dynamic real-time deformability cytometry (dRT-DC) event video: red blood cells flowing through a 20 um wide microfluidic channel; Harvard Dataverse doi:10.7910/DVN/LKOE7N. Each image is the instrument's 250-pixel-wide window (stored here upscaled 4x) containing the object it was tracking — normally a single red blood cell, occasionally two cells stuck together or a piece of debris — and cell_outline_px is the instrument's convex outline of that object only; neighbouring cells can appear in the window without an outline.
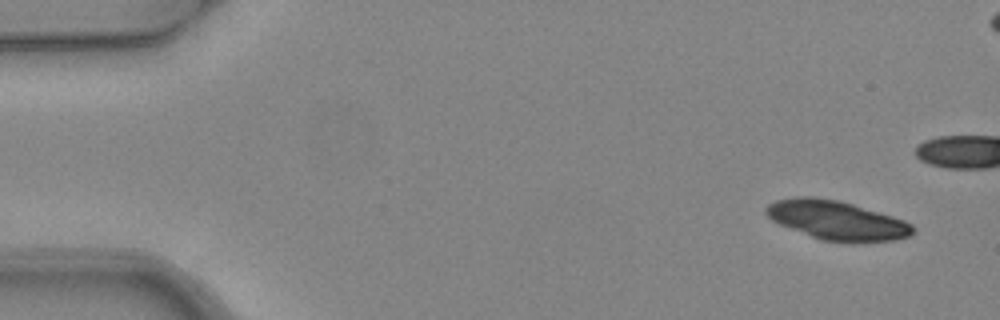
{"species": "common noctule bat (a hibernating species)", "species_latin": "Nyctalus noctula", "temperature_condition": "warm", "stored_images_in_passage": 7, "camera_frame_rate_fps": 3000, "um_per_image_px": 0.085, "animal": {"sex": "female", "body_mass_g": 24.6, "forearm_length_mm": 56.2}, "frame": {"image": 1, "passage_image": 1, "time_ms": 0.0, "image_size_px": [1000, 320], "cell_outline_px": [[916, 228], [908, 236], [896, 240], [820, 240], [780, 224], [772, 220], [764, 212], [764, 208], [768, 204], [776, 200], [796, 196], [816, 196], [840, 200], [892, 216], [904, 220], [912, 224]], "centroid_in_image_um": [71.07, 18.67], "position_along_channel_um": 13.9, "area_um2": 32.89}}
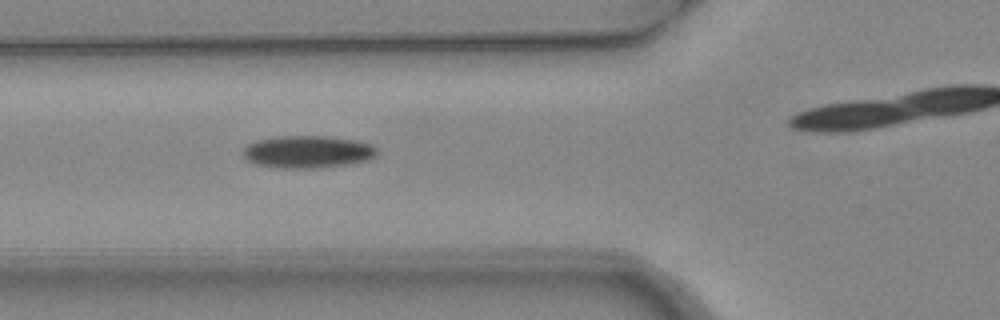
{"frame": {"image": 2, "passage_image": 6, "time_ms": 1.667, "image_size_px": [1000, 320], "cell_outline_px": [[376, 156], [368, 160], [344, 164], [312, 168], [280, 168], [256, 164], [248, 160], [244, 156], [244, 148], [248, 144], [256, 140], [280, 136], [324, 136], [356, 140], [372, 144], [376, 148]], "centroid_in_image_um": [26.15, 12.89], "position_along_channel_um": 99.7, "area_um2": 25.03}}